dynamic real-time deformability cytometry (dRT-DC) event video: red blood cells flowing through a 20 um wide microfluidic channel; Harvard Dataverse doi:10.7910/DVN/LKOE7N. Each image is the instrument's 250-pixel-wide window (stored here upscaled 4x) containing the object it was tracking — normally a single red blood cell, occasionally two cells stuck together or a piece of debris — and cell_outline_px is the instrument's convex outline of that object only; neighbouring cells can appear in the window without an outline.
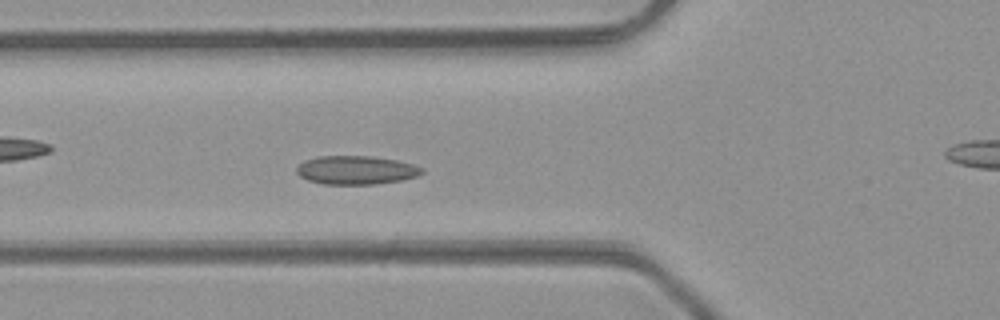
{"species": "common noctule bat (a hibernating species)", "species_latin": "Nyctalus noctula", "temperature_condition": "room temperature", "stored_images_in_passage": 35, "camera_frame_rate_fps": 3000, "um_per_image_px": 0.085, "animal": {"sex": "male", "body_mass_g": 23.1, "forearm_length_mm": 52.7}, "frame": {"image": 1, "passage_image": 3, "time_ms": 0.667, "image_size_px": [1000, 320], "cell_outline_px": [[424, 172], [416, 176], [404, 180], [376, 184], [324, 184], [308, 180], [300, 176], [296, 172], [296, 168], [304, 160], [320, 156], [372, 156], [396, 160], [412, 164], [424, 168]], "centroid_in_image_um": [30.28, 14.46], "position_along_channel_um": 95.5, "area_um2": 20.92}}
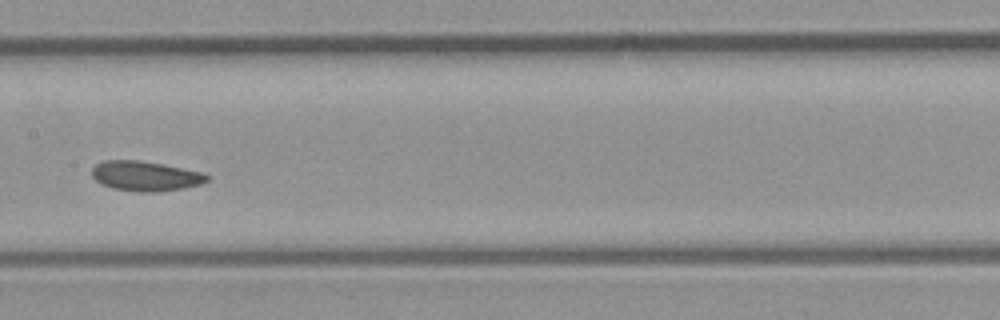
{"frame": {"image": 2, "passage_image": 10, "time_ms": 3.0, "image_size_px": [1000, 320], "cell_outline_px": [[208, 180], [200, 184], [184, 188], [156, 192], [136, 192], [112, 188], [100, 184], [92, 176], [92, 168], [96, 164], [104, 160], [140, 160], [164, 164], [200, 172], [208, 176]], "centroid_in_image_um": [12.31, 14.96], "position_along_channel_um": 195.1, "area_um2": 20.06}}
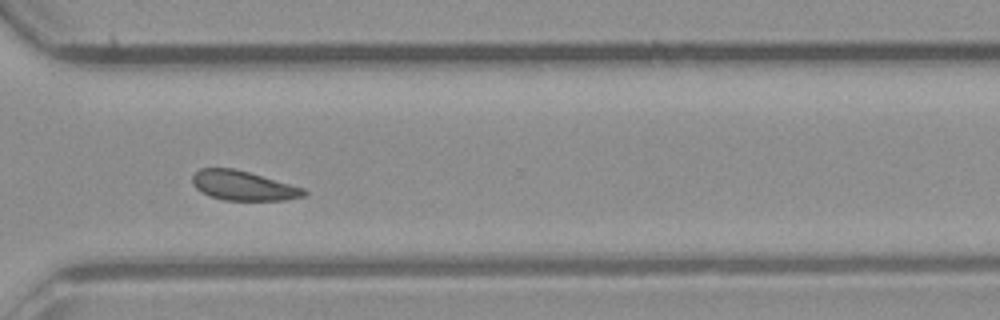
{"frame": {"image": 3, "passage_image": 21, "time_ms": 6.667, "image_size_px": [1000, 320], "cell_outline_px": [[308, 192], [304, 196], [284, 200], [224, 200], [208, 196], [200, 192], [192, 184], [192, 176], [200, 168], [232, 168], [248, 172], [304, 188]], "centroid_in_image_um": [20.63, 15.79], "position_along_channel_um": 350.0, "area_um2": 19.13}, "authors_computed_cell_mechanics": {"area_um2": 19.7098, "velocity_mm_per_s": 4.2367, "shape_relaxation_time_tau1_ms": 8.628, "shape_relaxation_time_tau2_ms": null, "deformation_change_tau1": 0.086, "deformation_change_tau2": null}}